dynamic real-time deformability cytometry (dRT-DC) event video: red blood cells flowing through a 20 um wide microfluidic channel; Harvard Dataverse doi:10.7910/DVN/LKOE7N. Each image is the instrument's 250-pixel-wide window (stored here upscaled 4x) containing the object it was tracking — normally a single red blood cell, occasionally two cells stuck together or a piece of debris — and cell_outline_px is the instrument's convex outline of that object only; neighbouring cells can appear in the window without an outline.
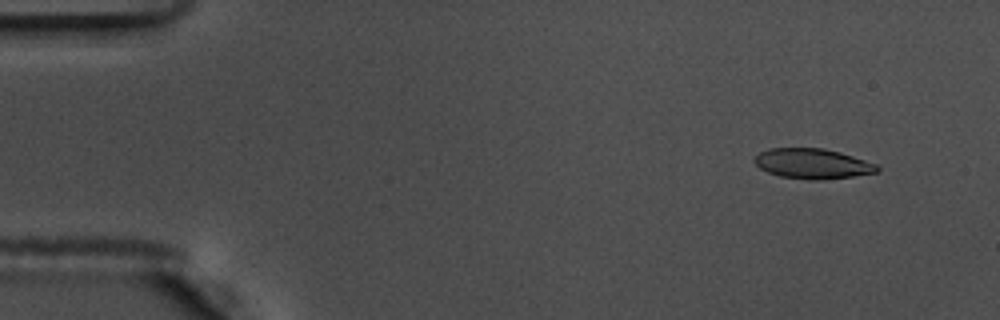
{"species": "common noctule bat (a hibernating species)", "species_latin": "Nyctalus noctula", "temperature_condition": "warm", "stored_images_in_passage": 56, "camera_frame_rate_fps": 3000, "um_per_image_px": 0.085, "animal": {"sex": "male", "body_mass_g": 17.5, "forearm_length_mm": 52.3}, "frame": {"image": 1, "passage_image": 5, "time_ms": 1.333, "image_size_px": [1000, 320], "cell_outline_px": [[880, 168], [876, 172], [852, 176], [824, 180], [808, 180], [780, 176], [768, 172], [760, 168], [752, 160], [760, 152], [768, 148], [824, 148], [840, 152], [876, 164]], "centroid_in_image_um": [69.04, 13.91], "position_along_channel_um": 16.0, "area_um2": 21.5}}
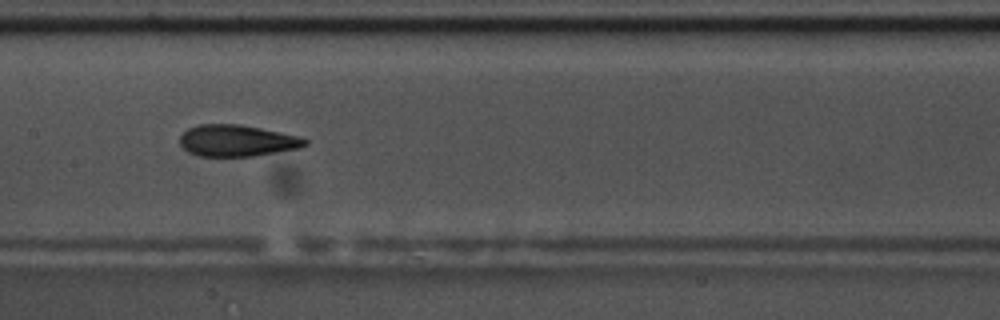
{"frame": {"image": 2, "passage_image": 28, "time_ms": 9.0, "image_size_px": [1000, 320], "cell_outline_px": [[308, 144], [300, 148], [252, 156], [200, 156], [188, 152], [180, 144], [180, 136], [188, 128], [200, 124], [240, 124], [300, 136], [308, 140]], "centroid_in_image_um": [20.15, 11.95], "position_along_channel_um": 187.2, "area_um2": 22.95}}
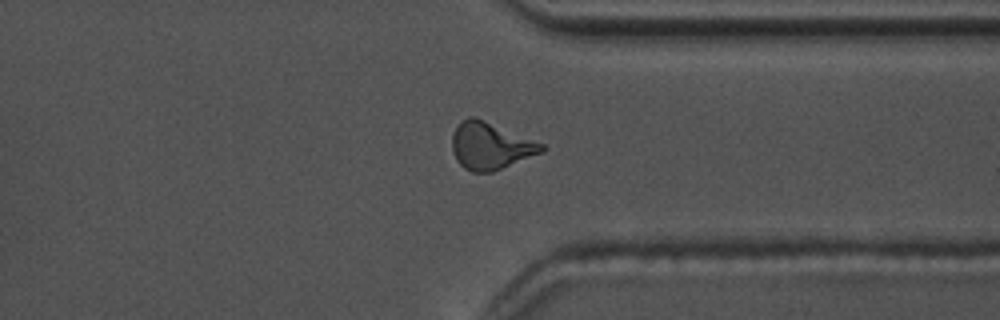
{"frame": {"image": 3, "passage_image": 43, "time_ms": 14.0, "image_size_px": [1000, 320], "cell_outline_px": [[544, 152], [492, 172], [472, 172], [464, 168], [456, 160], [452, 152], [452, 132], [456, 124], [460, 120], [468, 116], [476, 116], [544, 144]], "centroid_in_image_um": [41.65, 12.38], "position_along_channel_um": 369.8, "area_um2": 24.91}, "authors_computed_cell_mechanics": {"area_um2": 22.9755, "velocity_mm_per_s": 3.6685, "shape_relaxation_time_tau1_ms": 5.6069, "shape_relaxation_time_tau2_ms": 2.2174, "deformation_change_tau1": 0.1862, "deformation_change_tau2": 0.1025}}